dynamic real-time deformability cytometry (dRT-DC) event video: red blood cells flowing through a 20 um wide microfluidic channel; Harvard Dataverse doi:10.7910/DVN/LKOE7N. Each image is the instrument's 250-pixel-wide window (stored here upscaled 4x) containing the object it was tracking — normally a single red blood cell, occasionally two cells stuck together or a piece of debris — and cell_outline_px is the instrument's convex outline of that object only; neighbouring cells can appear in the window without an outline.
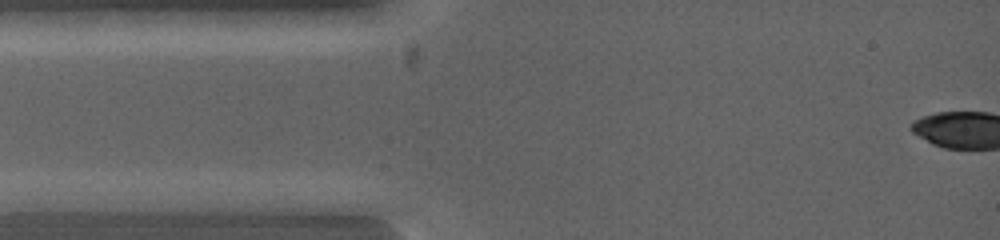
{"species": "common noctule bat (a hibernating species)", "species_latin": "Nyctalus noctula", "temperature_condition": "warm", "stored_images_in_passage": 5, "camera_frame_rate_fps": 5000, "um_per_image_px": 0.085, "animal": {"sex": "female", "body_mass_g": 19.0, "forearm_length_mm": 53.3}, "frame": {"image": 1, "passage_image": 1, "time_ms": 0.0, "image_size_px": [1000, 240], "cell_outline_px": [[116, 200], [88, 212], [16, 212], [12, 200], [48, 192], [96, 192]], "centroid_in_image_um": [5.24, 17.2], "position_along_channel_um": 79.8, "area_um2": 12.02}}